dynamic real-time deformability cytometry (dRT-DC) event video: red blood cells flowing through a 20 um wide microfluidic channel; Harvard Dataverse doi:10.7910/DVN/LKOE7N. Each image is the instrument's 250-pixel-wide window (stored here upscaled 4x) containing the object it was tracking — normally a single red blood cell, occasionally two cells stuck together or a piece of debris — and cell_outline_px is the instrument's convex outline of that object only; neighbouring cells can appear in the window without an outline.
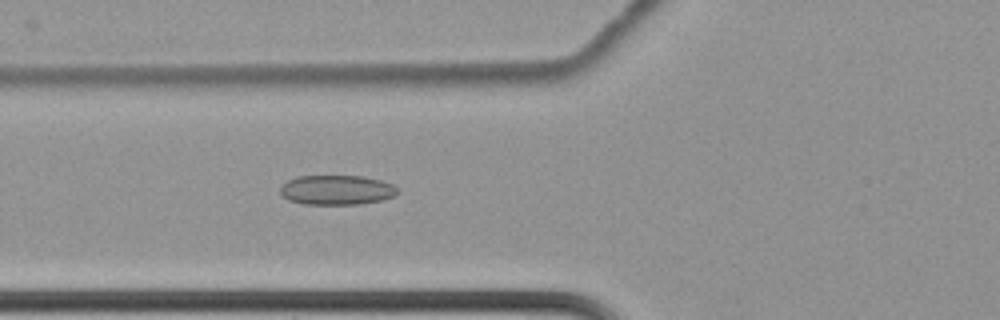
{"species": "common noctule bat (a hibernating species)", "species_latin": "Nyctalus noctula", "temperature_condition": "cold", "stored_images_in_passage": 8, "camera_frame_rate_fps": 3000, "um_per_image_px": 0.085, "animal": {"sex": "female", "body_mass_g": 22.7, "forearm_length_mm": 54.2}, "frame": {"image": 1, "passage_image": 8, "time_ms": 2.333, "image_size_px": [1000, 320], "cell_outline_px": [[400, 192], [396, 196], [384, 200], [360, 204], [304, 204], [288, 200], [280, 192], [280, 188], [288, 180], [296, 176], [364, 176], [380, 180], [392, 184]], "centroid_in_image_um": [28.66, 16.15], "position_along_channel_um": 97.1, "area_um2": 20.4}}